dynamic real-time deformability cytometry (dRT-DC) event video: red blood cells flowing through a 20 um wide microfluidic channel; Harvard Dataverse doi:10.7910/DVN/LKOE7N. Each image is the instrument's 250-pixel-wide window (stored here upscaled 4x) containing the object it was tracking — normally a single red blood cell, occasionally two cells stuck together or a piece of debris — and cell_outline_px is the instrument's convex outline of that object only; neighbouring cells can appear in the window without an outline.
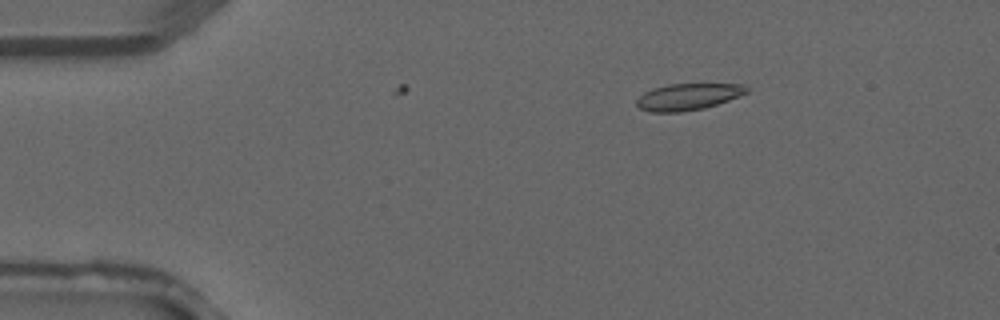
{"species": "common noctule bat (a hibernating species)", "species_latin": "Nyctalus noctula", "temperature_condition": "warm", "stored_images_in_passage": 3, "camera_frame_rate_fps": 3000, "um_per_image_px": 0.085, "animal": {"sex": "male", "forearm_length_mm": 52.5}, "frame": {"image": 1, "passage_image": 2, "time_ms": 0.333, "image_size_px": [1000, 320], "cell_outline_px": [[748, 92], [728, 100], [704, 108], [680, 112], [652, 112], [640, 108], [636, 104], [636, 100], [644, 92], [652, 88], [668, 84], [744, 84], [748, 88]], "centroid_in_image_um": [58.46, 8.22], "position_along_channel_um": 26.5, "area_um2": 16.94}}